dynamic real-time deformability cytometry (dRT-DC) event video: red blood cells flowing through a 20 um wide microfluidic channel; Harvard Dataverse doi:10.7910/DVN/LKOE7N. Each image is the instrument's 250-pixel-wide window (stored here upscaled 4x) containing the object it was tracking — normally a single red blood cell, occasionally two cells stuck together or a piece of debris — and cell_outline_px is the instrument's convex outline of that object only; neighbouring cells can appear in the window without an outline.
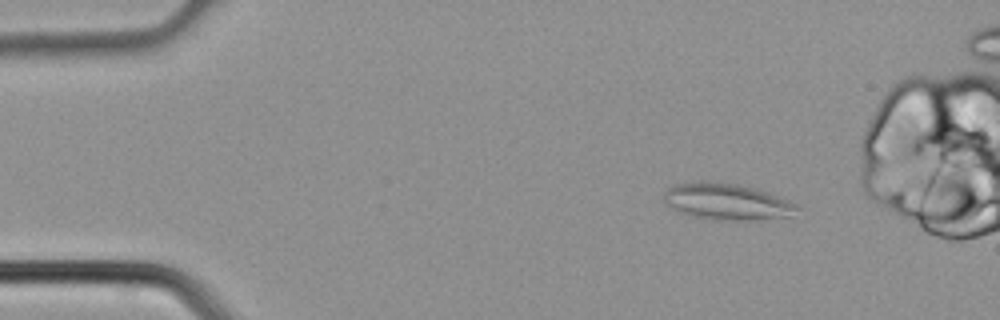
{"species": "common noctule bat (a hibernating species)", "species_latin": "Nyctalus noctula", "temperature_condition": "cold", "stored_images_in_passage": 4, "camera_frame_rate_fps": 3000, "um_per_image_px": 0.085, "animal": {"sex": "male", "body_mass_g": 21.5, "forearm_length_mm": 52.0}, "frame": {"image": 1, "passage_image": 2, "time_ms": 0.333, "image_size_px": [1000, 320], "cell_outline_px": [[800, 208], [788, 216], [744, 220], [720, 220], [688, 216], [664, 204], [664, 192], [668, 188], [676, 184], [700, 180], [704, 180], [736, 184], [756, 188], [768, 192], [788, 200], [796, 204]], "centroid_in_image_um": [61.72, 17.12], "position_along_channel_um": 23.3, "area_um2": 28.26}}